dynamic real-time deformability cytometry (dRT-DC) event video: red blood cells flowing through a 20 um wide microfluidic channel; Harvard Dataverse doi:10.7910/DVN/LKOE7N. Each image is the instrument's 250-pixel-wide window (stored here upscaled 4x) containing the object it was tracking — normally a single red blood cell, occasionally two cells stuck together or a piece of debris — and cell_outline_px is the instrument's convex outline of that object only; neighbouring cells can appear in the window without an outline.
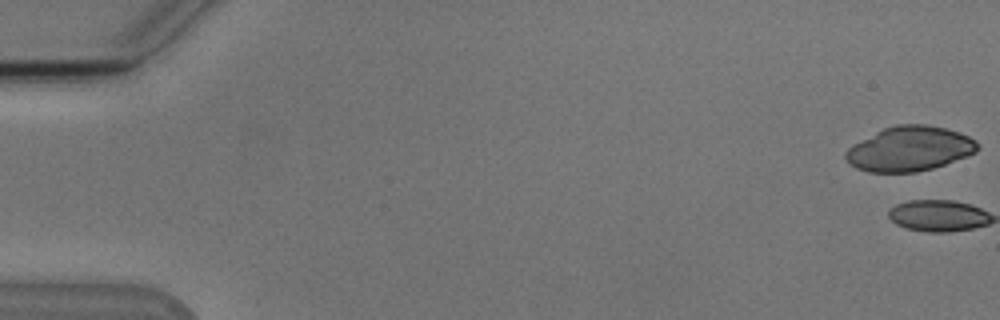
{"species": "Egyptian fruit bat (a non-hibernating species)", "species_latin": "Rousettus aegyptiacus", "temperature_condition": "cold", "stored_images_in_passage": 6, "camera_frame_rate_fps": 3000, "um_per_image_px": 0.085, "animal": {"sex": "male"}, "frame": {"image": 1, "passage_image": 1, "time_ms": 0.0, "image_size_px": [1000, 320], "cell_outline_px": [[980, 148], [976, 152], [968, 156], [932, 168], [916, 172], [868, 172], [856, 168], [844, 156], [844, 152], [848, 148], [876, 132], [884, 128], [896, 124], [928, 124], [960, 132], [976, 140], [980, 144]], "centroid_in_image_um": [77.36, 12.64], "position_along_channel_um": 7.6, "area_um2": 34.28}}